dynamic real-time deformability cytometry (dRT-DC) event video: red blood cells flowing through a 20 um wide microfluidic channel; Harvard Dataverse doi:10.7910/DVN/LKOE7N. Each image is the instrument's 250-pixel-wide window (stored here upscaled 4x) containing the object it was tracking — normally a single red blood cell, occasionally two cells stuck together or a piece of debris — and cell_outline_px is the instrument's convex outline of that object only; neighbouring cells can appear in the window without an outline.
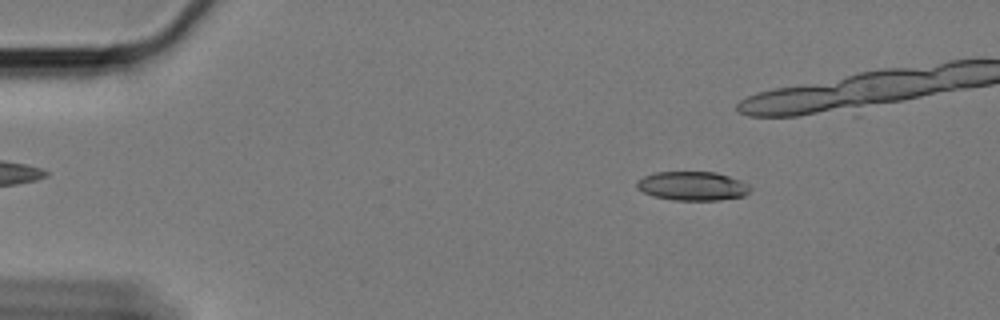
{"species": "Egyptian fruit bat (a non-hibernating species)", "species_latin": "Rousettus aegyptiacus", "temperature_condition": "cold", "stored_images_in_passage": 11, "camera_frame_rate_fps": 3000, "um_per_image_px": 0.085, "animal": {"sex": "female"}, "frame": {"image": 1, "passage_image": 2, "time_ms": 0.333, "image_size_px": [1000, 320], "cell_outline_px": [[752, 188], [744, 196], [720, 200], [672, 200], [652, 196], [636, 188], [636, 180], [644, 176], [656, 172], [716, 172], [740, 180], [748, 184]], "centroid_in_image_um": [58.84, 15.81], "position_along_channel_um": 26.2, "area_um2": 19.25}}
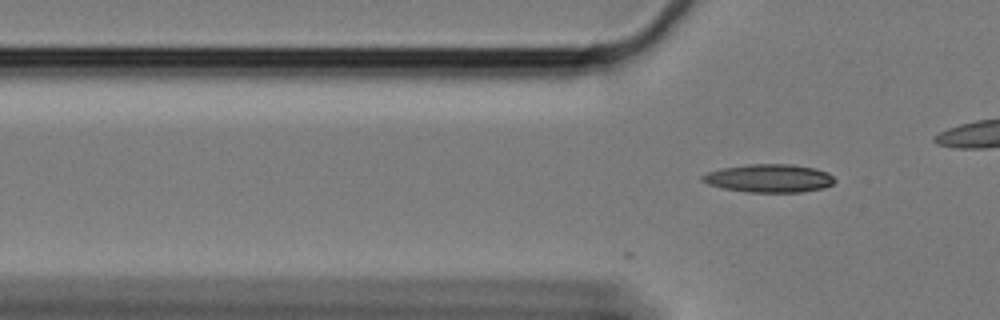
{"frame": {"image": 2, "passage_image": 11, "time_ms": 3.333, "image_size_px": [1000, 320], "cell_outline_px": [[836, 180], [832, 184], [824, 188], [800, 192], [748, 192], [724, 188], [708, 184], [700, 180], [700, 176], [708, 172], [720, 168], [748, 164], [792, 164], [816, 168], [828, 172]], "centroid_in_image_um": [65.37, 15.14], "position_along_channel_um": 60.4, "area_um2": 21.85}}